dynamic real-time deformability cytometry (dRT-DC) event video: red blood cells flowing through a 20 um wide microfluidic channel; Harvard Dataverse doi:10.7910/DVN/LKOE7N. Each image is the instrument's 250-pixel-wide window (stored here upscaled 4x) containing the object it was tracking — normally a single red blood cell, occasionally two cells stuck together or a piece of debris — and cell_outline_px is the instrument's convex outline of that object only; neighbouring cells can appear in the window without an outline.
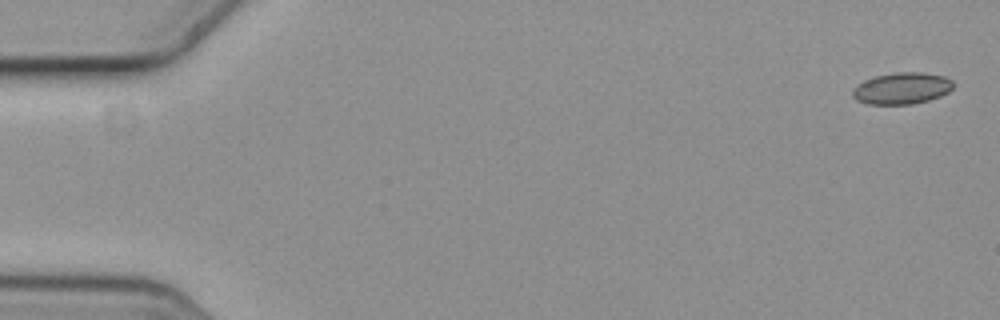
{"species": "common noctule bat (a hibernating species)", "species_latin": "Nyctalus noctula", "temperature_condition": "cold", "stored_images_in_passage": 6, "segment_of_instrument_passage": [2, 2], "camera_frame_rate_fps": 3000, "um_per_image_px": 0.085, "animal": {"sex": "female", "body_mass_g": 19.3, "forearm_length_mm": 54.1}, "frame": {"image": 1, "passage_image": 6, "time_ms": 1.667, "image_size_px": [1000, 320], "cell_outline_px": [[952, 88], [948, 92], [940, 96], [928, 100], [912, 104], [868, 104], [856, 100], [852, 96], [852, 88], [856, 84], [864, 80], [876, 76], [896, 72], [924, 72], [944, 76], [952, 80]], "centroid_in_image_um": [76.62, 7.5], "position_along_channel_um": 8.4, "area_um2": 18.61}}